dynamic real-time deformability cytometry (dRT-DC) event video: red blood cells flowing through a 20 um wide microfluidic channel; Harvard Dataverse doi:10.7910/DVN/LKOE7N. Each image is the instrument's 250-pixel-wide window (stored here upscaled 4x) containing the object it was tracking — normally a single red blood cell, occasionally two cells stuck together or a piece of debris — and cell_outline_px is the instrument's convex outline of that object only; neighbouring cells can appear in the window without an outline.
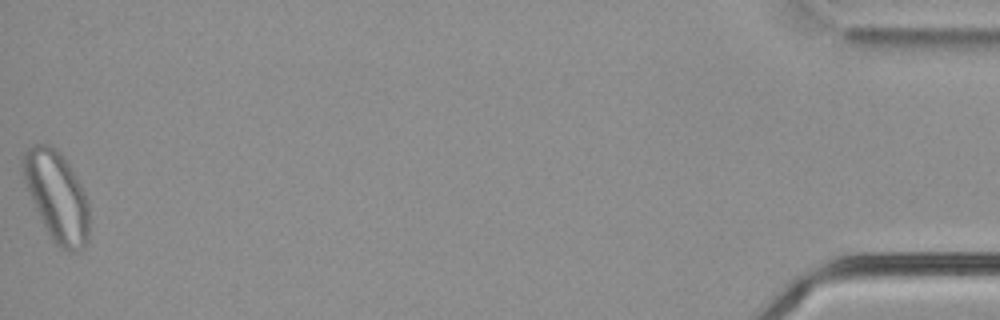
{"species": "common noctule bat (a hibernating species)", "species_latin": "Nyctalus noctula", "temperature_condition": "cold", "stored_images_in_passage": 58, "camera_frame_rate_fps": 3000, "um_per_image_px": 0.085, "animal": {"sex": "male", "body_mass_g": 21.5, "forearm_length_mm": 52.0}, "frame": {"image": 1, "passage_image": 58, "time_ms": 19.0, "image_size_px": [1000, 320], "cell_outline_px": [[88, 240], [84, 248], [76, 252], [68, 252], [60, 248], [52, 240], [28, 192], [20, 172], [20, 160], [24, 152], [28, 148], [36, 144], [48, 144], [56, 148], [60, 152], [68, 164], [80, 184], [88, 200]], "centroid_in_image_um": [4.8, 16.67], "position_along_channel_um": 430.4, "area_um2": 34.74}, "authors_computed_cell_mechanics": {"area_um2": 28.9578, "velocity_mm_per_s": 3.6064, "shape_relaxation_time_tau1_ms": null, "shape_relaxation_time_tau2_ms": 1.8506, "deformation_change_tau1": null, "deformation_change_tau2": 0.0583}}